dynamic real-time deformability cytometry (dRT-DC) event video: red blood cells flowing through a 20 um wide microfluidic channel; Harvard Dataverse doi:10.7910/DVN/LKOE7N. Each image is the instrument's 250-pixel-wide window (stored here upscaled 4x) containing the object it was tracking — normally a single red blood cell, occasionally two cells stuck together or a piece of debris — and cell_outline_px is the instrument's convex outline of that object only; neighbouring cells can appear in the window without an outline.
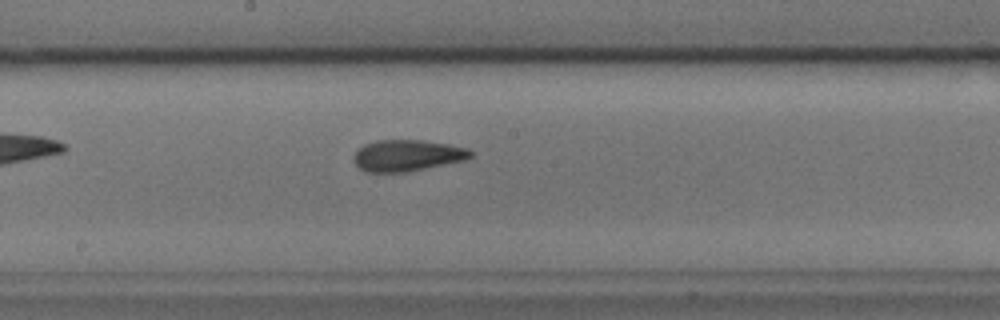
{"species": "common noctule bat (a hibernating species)", "species_latin": "Nyctalus noctula", "temperature_condition": "cold", "stored_images_in_passage": 27, "camera_frame_rate_fps": 3000, "um_per_image_px": 0.085, "animal": {"sex": "male", "body_mass_g": 17.9, "forearm_length_mm": 54.2}, "frame": {"image": 1, "passage_image": 12, "time_ms": 3.667, "image_size_px": [1000, 320], "cell_outline_px": [[472, 156], [464, 160], [408, 172], [364, 172], [356, 164], [356, 152], [364, 144], [376, 140], [420, 140], [448, 144], [468, 148], [472, 152]], "centroid_in_image_um": [34.63, 13.21], "position_along_channel_um": 213.6, "area_um2": 21.15}}